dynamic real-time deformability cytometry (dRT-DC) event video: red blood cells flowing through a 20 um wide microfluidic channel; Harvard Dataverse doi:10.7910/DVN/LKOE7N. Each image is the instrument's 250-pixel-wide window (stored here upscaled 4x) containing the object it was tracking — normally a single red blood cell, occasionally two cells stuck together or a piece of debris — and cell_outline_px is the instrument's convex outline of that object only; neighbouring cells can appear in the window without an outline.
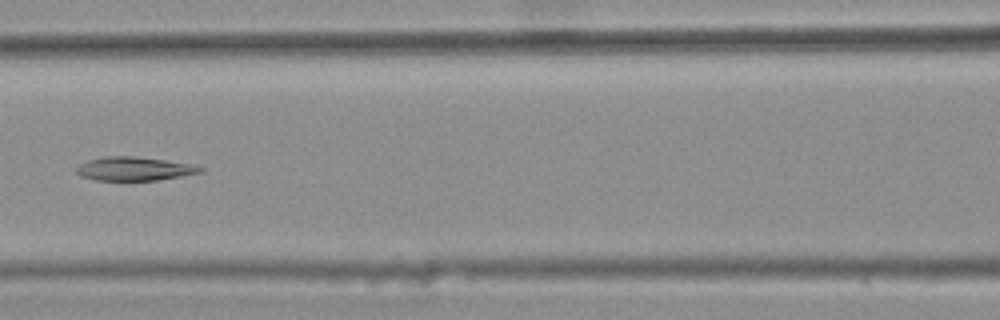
{"species": "common noctule bat (a hibernating species)", "species_latin": "Nyctalus noctula", "temperature_condition": "warm", "stored_images_in_passage": 6, "camera_frame_rate_fps": 3000, "um_per_image_px": 0.085, "animal": {"sex": "female", "body_mass_g": 25.1}, "frame": {"image": 1, "passage_image": 6, "time_ms": 1.667, "image_size_px": [1000, 320], "cell_outline_px": [[204, 172], [156, 180], [96, 180], [80, 176], [76, 172], [76, 168], [80, 164], [88, 160], [104, 156], [136, 156], [164, 160], [188, 164], [204, 168]], "centroid_in_image_um": [11.37, 14.34], "position_along_channel_um": 155.2, "area_um2": 16.94}}